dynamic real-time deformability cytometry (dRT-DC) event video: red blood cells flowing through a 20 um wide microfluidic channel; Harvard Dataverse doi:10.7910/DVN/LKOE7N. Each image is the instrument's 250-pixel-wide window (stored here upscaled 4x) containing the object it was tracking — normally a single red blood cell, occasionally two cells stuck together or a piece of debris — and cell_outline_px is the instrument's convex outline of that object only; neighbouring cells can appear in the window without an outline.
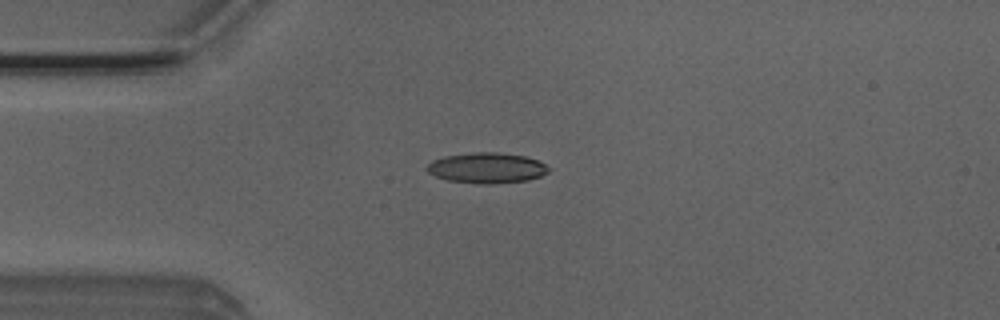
{"species": "Egyptian fruit bat (a non-hibernating species)", "species_latin": "Rousettus aegyptiacus", "temperature_condition": "room temperature", "stored_images_in_passage": 50, "camera_frame_rate_fps": 3000, "um_per_image_px": 0.085, "animal": {"sex": "male"}, "frame": {"image": 1, "passage_image": 12, "time_ms": 3.667, "image_size_px": [1000, 320], "cell_outline_px": [[552, 168], [548, 172], [540, 176], [528, 180], [492, 184], [476, 184], [448, 180], [436, 176], [428, 172], [424, 168], [432, 160], [444, 156], [476, 152], [496, 152], [524, 156], [536, 160]], "centroid_in_image_um": [41.36, 14.28], "position_along_channel_um": 43.6, "area_um2": 21.68}}
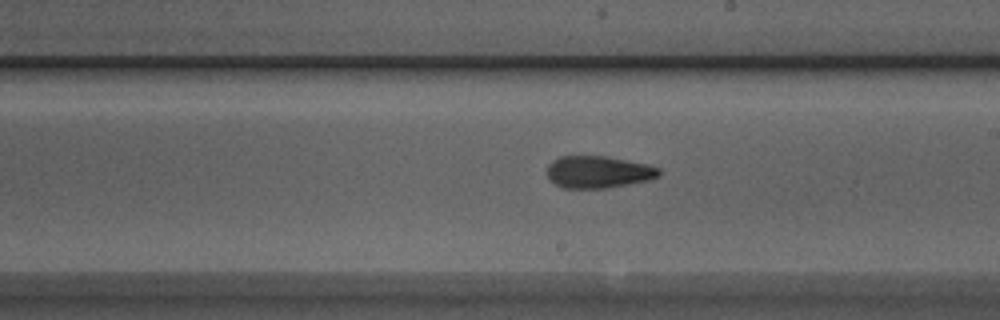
{"frame": {"image": 2, "passage_image": 28, "time_ms": 9.0, "image_size_px": [1000, 320], "cell_outline_px": [[660, 176], [648, 180], [628, 184], [604, 188], [564, 188], [548, 180], [548, 164], [552, 160], [560, 156], [608, 156], [648, 164], [660, 168]], "centroid_in_image_um": [50.85, 14.61], "position_along_channel_um": 238.1, "area_um2": 21.04}}
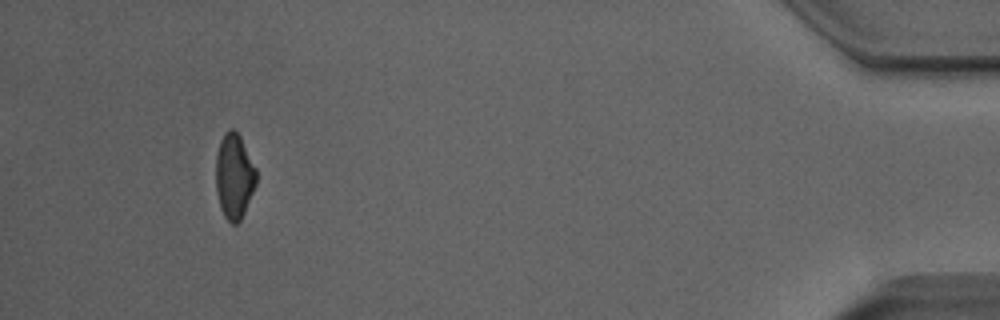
{"frame": {"image": 3, "passage_image": 47, "time_ms": 15.333, "image_size_px": [1000, 320], "cell_outline_px": [[256, 184], [244, 212], [240, 220], [236, 224], [232, 224], [224, 216], [220, 208], [216, 188], [216, 156], [220, 140], [224, 132], [228, 128], [232, 128], [240, 136], [256, 168]], "centroid_in_image_um": [19.89, 14.96], "position_along_channel_um": 415.3, "area_um2": 20.0}, "authors_computed_cell_mechanics": {"area_um2": 20.808, "velocity_mm_per_s": 3.9733, "shape_relaxation_time_tau1_ms": 7.3053, "shape_relaxation_time_tau2_ms": 3.1962, "deformation_change_tau1": 0.172, "deformation_change_tau2": 0.1142}}